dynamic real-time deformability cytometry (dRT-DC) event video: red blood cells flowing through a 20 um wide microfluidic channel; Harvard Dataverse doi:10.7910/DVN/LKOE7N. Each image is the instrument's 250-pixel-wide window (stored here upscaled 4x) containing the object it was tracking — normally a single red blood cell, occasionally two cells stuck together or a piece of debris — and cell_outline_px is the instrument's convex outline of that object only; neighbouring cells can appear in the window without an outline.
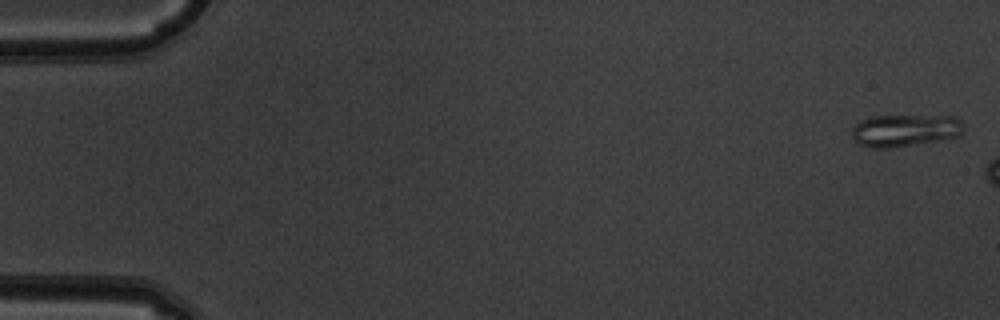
{"species": "common noctule bat (a hibernating species)", "species_latin": "Nyctalus noctula", "temperature_condition": "warm", "stored_images_in_passage": 6, "camera_frame_rate_fps": 3000, "um_per_image_px": 0.085, "animal": {"sex": "male", "body_mass_g": 19.5, "forearm_length_mm": 54.6}, "frame": {"image": 1, "passage_image": 1, "time_ms": 0.0, "image_size_px": [1000, 320], "cell_outline_px": [[964, 128], [956, 136], [936, 140], [892, 148], [872, 148], [860, 144], [852, 136], [852, 128], [860, 120], [872, 116], [956, 116], [964, 124]], "centroid_in_image_um": [76.89, 11.07], "position_along_channel_um": 8.1, "area_um2": 20.75}}